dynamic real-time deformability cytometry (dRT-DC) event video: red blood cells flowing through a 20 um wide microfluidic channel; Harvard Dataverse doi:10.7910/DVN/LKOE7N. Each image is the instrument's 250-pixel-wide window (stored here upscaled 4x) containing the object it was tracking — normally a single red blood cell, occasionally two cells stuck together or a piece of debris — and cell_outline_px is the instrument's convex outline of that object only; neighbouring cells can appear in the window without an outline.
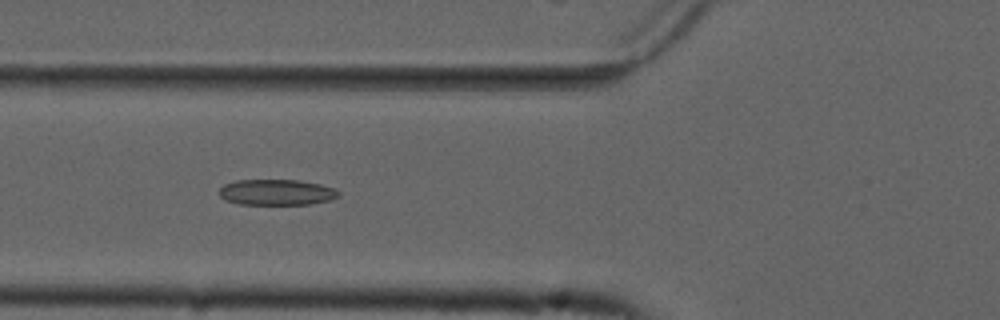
{"species": "common noctule bat (a hibernating species)", "species_latin": "Nyctalus noctula", "temperature_condition": "cold", "stored_images_in_passage": 40, "camera_frame_rate_fps": 3000, "um_per_image_px": 0.085, "animal": {"sex": "male", "forearm_length_mm": 52.5}, "frame": {"image": 1, "passage_image": 6, "time_ms": 1.667, "image_size_px": [1000, 320], "cell_outline_px": [[340, 196], [328, 200], [312, 204], [240, 204], [224, 200], [220, 196], [220, 188], [224, 184], [236, 180], [300, 180], [320, 184], [336, 188], [340, 192]], "centroid_in_image_um": [23.53, 16.34], "position_along_channel_um": 102.3, "area_um2": 18.03}}
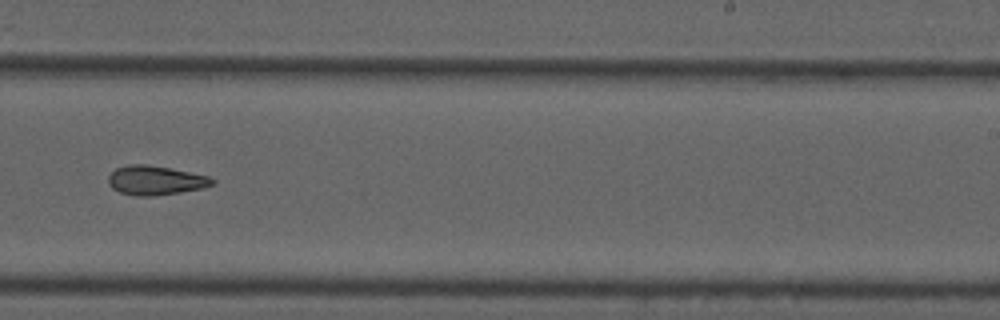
{"frame": {"image": 2, "passage_image": 20, "time_ms": 6.333, "image_size_px": [1000, 320], "cell_outline_px": [[216, 180], [212, 184], [204, 188], [180, 192], [152, 196], [136, 196], [120, 192], [112, 188], [108, 184], [108, 176], [116, 168], [128, 164], [144, 164], [168, 168], [208, 176]], "centroid_in_image_um": [13.18, 15.33], "position_along_channel_um": 275.8, "area_um2": 17.57}}
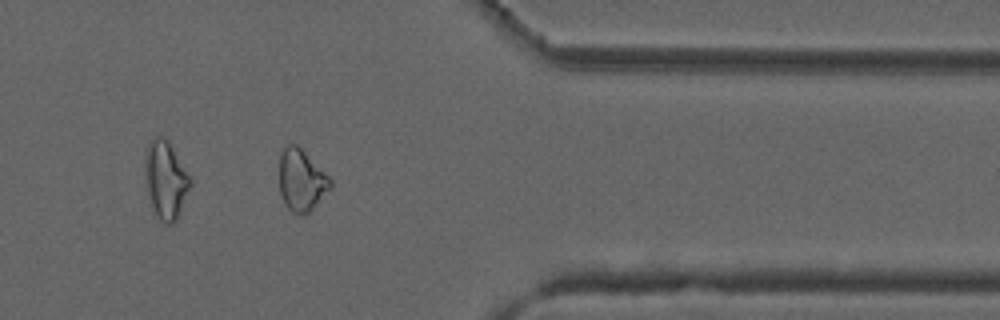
{"frame": {"image": 3, "passage_image": 30, "time_ms": 9.667, "image_size_px": [1000, 320], "cell_outline_px": [[332, 188], [304, 216], [300, 216], [292, 212], [288, 208], [280, 192], [280, 156], [284, 148], [288, 144], [296, 144], [332, 180]], "centroid_in_image_um": [25.63, 15.35], "position_along_channel_um": 385.8, "area_um2": 18.03}, "authors_computed_cell_mechanics": {"area_um2": 17.918, "velocity_mm_per_s": 3.7227, "shape_relaxation_time_tau1_ms": null, "shape_relaxation_time_tau2_ms": 7.355, "deformation_change_tau1": null, "deformation_change_tau2": 0.1648}}